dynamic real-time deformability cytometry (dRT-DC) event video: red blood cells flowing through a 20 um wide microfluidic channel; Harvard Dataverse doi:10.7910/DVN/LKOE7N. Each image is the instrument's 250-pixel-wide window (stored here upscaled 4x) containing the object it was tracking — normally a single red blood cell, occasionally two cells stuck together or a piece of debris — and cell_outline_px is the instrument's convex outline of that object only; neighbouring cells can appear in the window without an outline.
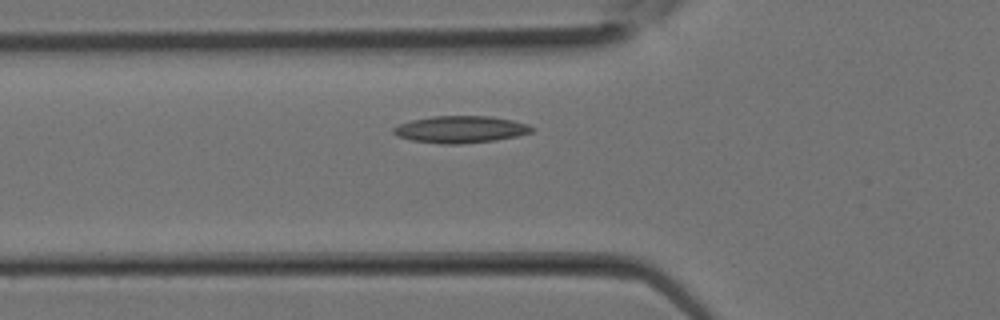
{"species": "Egyptian fruit bat (a non-hibernating species)", "species_latin": "Rousettus aegyptiacus", "temperature_condition": "room temperature", "stored_images_in_passage": 8, "camera_frame_rate_fps": 3000, "um_per_image_px": 0.085, "animal": {"sex": "female"}, "frame": {"image": 1, "passage_image": 2, "time_ms": 0.333, "image_size_px": [1000, 320], "cell_outline_px": [[536, 128], [532, 132], [516, 136], [496, 140], [460, 144], [440, 144], [412, 140], [396, 136], [392, 132], [392, 128], [400, 124], [412, 120], [432, 116], [488, 116], [512, 120], [528, 124]], "centroid_in_image_um": [39.14, 11.0], "position_along_channel_um": 86.7, "area_um2": 21.79}}
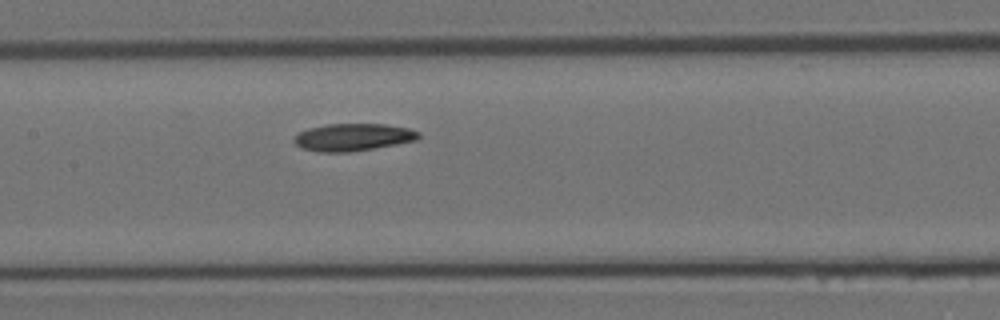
{"frame": {"image": 2, "passage_image": 6, "time_ms": 1.667, "image_size_px": [1000, 320], "cell_outline_px": [[420, 136], [416, 140], [396, 144], [348, 152], [320, 152], [304, 148], [296, 144], [292, 140], [292, 136], [308, 128], [328, 124], [384, 124], [408, 128], [420, 132]], "centroid_in_image_um": [29.98, 11.65], "position_along_channel_um": 177.4, "area_um2": 19.71}}
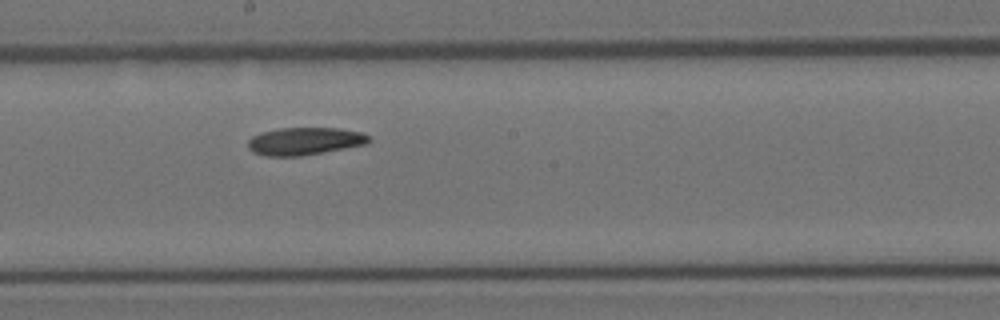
{"frame": {"image": 3, "passage_image": 8, "time_ms": 2.333, "image_size_px": [1000, 320], "cell_outline_px": [[372, 140], [368, 144], [300, 156], [268, 156], [252, 152], [248, 148], [248, 140], [252, 136], [260, 132], [280, 128], [340, 128], [360, 132], [368, 136]], "centroid_in_image_um": [25.89, 12.0], "position_along_channel_um": 222.3, "area_um2": 19.48}}